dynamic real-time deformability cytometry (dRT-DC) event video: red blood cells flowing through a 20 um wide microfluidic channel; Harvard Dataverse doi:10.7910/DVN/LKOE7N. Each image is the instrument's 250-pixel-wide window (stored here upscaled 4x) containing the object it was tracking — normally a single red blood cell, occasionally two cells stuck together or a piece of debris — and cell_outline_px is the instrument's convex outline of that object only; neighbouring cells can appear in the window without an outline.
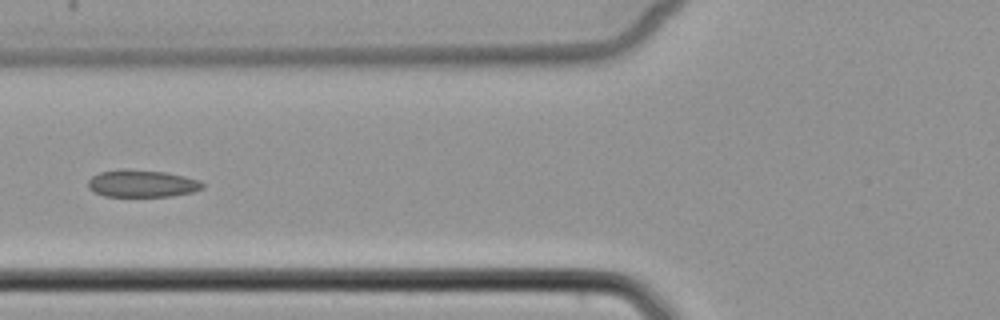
{"species": "common noctule bat (a hibernating species)", "species_latin": "Nyctalus noctula", "temperature_condition": "cold", "stored_images_in_passage": 5, "camera_frame_rate_fps": 3000, "um_per_image_px": 0.085, "animal": {"sex": "female", "body_mass_g": 22.7, "forearm_length_mm": 54.2}, "frame": {"image": 1, "passage_image": 4, "time_ms": 4.333, "image_size_px": [1000, 320], "cell_outline_px": [[204, 188], [192, 192], [172, 196], [104, 196], [88, 188], [88, 180], [92, 176], [100, 172], [120, 168], [128, 168], [164, 172], [184, 176], [200, 180], [204, 184]], "centroid_in_image_um": [12.07, 15.58], "position_along_channel_um": 113.7, "area_um2": 18.32}}
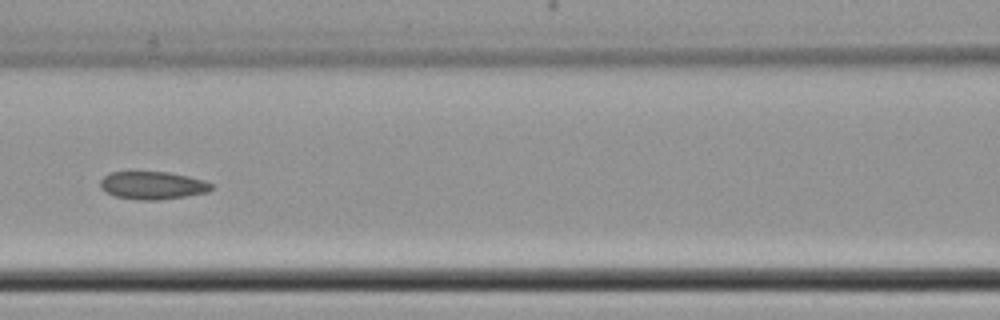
{"frame": {"image": 2, "passage_image": 5, "time_ms": 5.333, "image_size_px": [1000, 320], "cell_outline_px": [[216, 188], [208, 192], [184, 196], [156, 200], [140, 200], [116, 196], [104, 192], [100, 188], [100, 180], [104, 176], [112, 172], [168, 172], [188, 176], [204, 180], [212, 184]], "centroid_in_image_um": [12.98, 15.75], "position_along_channel_um": 153.6, "area_um2": 18.03}}